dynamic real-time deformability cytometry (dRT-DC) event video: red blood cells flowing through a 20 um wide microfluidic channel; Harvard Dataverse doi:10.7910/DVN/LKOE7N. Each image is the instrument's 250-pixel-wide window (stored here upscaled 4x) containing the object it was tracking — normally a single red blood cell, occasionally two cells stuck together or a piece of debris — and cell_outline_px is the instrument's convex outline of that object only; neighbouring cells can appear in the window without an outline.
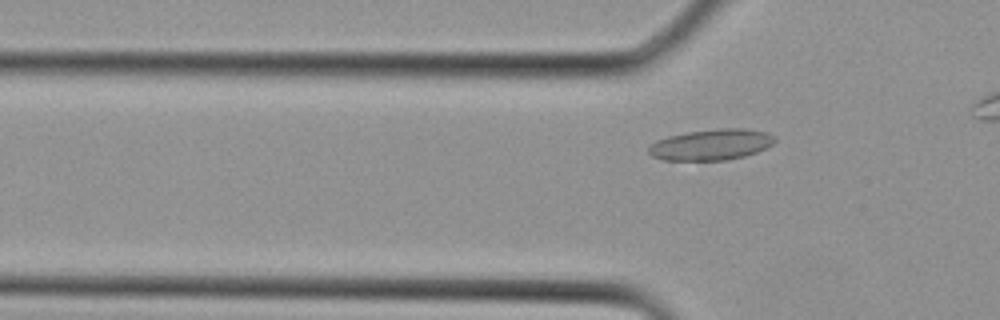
{"species": "Egyptian fruit bat (a non-hibernating species)", "species_latin": "Rousettus aegyptiacus", "temperature_condition": "cold", "stored_images_in_passage": 3, "camera_frame_rate_fps": 3000, "um_per_image_px": 0.085, "animal": {"sex": "female"}, "frame": {"image": 1, "passage_image": 3, "time_ms": 0.667, "image_size_px": [1000, 320], "cell_outline_px": [[776, 140], [772, 144], [756, 152], [744, 156], [724, 160], [664, 160], [652, 156], [648, 152], [648, 148], [656, 140], [668, 136], [688, 132], [720, 128], [744, 128], [764, 132], [776, 136]], "centroid_in_image_um": [60.44, 12.29], "position_along_channel_um": 65.4, "area_um2": 22.6}}